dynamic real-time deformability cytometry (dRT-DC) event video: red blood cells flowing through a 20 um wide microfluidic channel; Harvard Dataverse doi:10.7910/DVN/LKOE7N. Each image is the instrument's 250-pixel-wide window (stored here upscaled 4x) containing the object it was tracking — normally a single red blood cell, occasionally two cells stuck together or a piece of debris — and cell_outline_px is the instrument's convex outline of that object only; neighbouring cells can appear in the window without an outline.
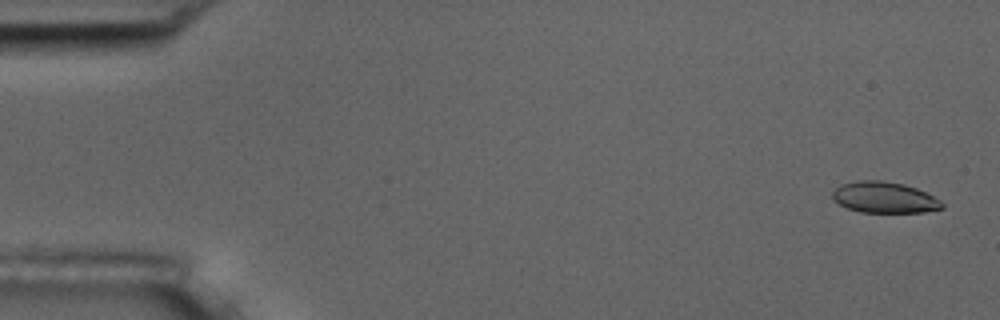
{"species": "common noctule bat (a hibernating species)", "species_latin": "Nyctalus noctula", "temperature_condition": "room temperature", "stored_images_in_passage": 5, "camera_frame_rate_fps": 3000, "um_per_image_px": 0.085, "animal": {"sex": "male", "body_mass_g": 17.5, "forearm_length_mm": 52.3}, "frame": {"image": 1, "passage_image": 1, "time_ms": 0.0, "image_size_px": [1000, 320], "cell_outline_px": [[944, 208], [924, 212], [860, 212], [848, 208], [832, 200], [832, 192], [840, 184], [856, 180], [880, 180], [904, 184], [916, 188], [940, 200], [944, 204]], "centroid_in_image_um": [75.14, 16.78], "position_along_channel_um": 9.9, "area_um2": 19.88}}
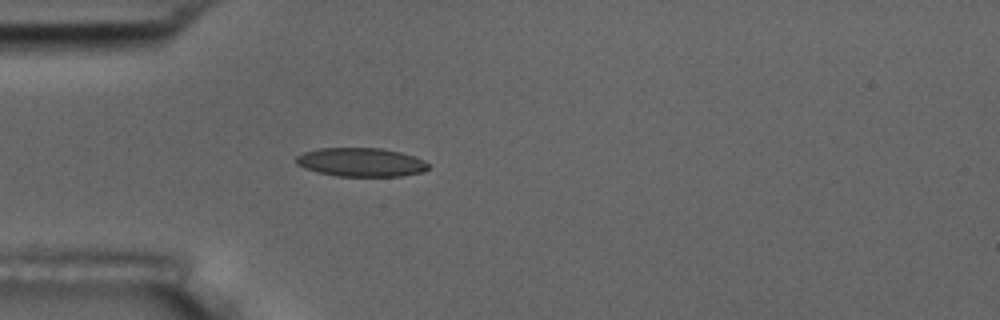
{"frame": {"image": 2, "passage_image": 5, "time_ms": 4.667, "image_size_px": [1000, 320], "cell_outline_px": [[428, 168], [424, 172], [400, 176], [336, 176], [304, 168], [296, 164], [296, 156], [304, 152], [316, 148], [380, 148], [400, 152], [424, 160], [428, 164]], "centroid_in_image_um": [30.67, 13.79], "position_along_channel_um": 54.3, "area_um2": 22.08}}